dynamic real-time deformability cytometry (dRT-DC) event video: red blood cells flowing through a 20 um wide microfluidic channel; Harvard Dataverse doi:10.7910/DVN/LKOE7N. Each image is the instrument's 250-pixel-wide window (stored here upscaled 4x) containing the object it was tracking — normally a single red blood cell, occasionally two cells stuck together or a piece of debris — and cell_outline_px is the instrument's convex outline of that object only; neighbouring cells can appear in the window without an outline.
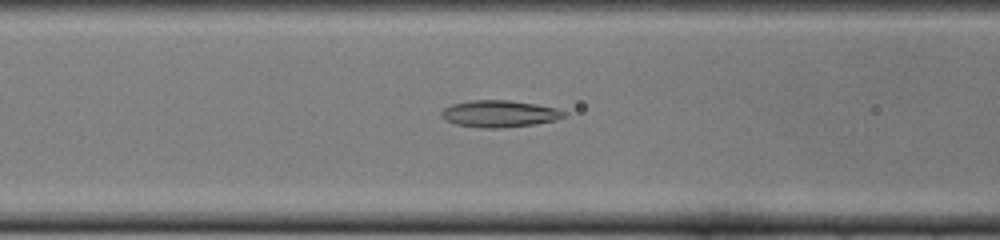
{"species": "common noctule bat (a hibernating species)", "species_latin": "Nyctalus noctula", "temperature_condition": "cold", "stored_images_in_passage": 38, "camera_frame_rate_fps": 3000, "um_per_image_px": 0.085, "animal": {"sex": "female", "body_mass_g": 22.0, "forearm_length_mm": 56.7}, "frame": {"image": 1, "passage_image": 12, "time_ms": 3.667, "image_size_px": [1000, 240], "cell_outline_px": [[568, 112], [564, 116], [556, 120], [536, 124], [500, 128], [480, 128], [456, 124], [440, 116], [440, 112], [444, 108], [452, 104], [472, 100], [508, 100], [536, 104], [556, 108]], "centroid_in_image_um": [42.46, 9.67], "position_along_channel_um": 124.1, "area_um2": 19.19}}
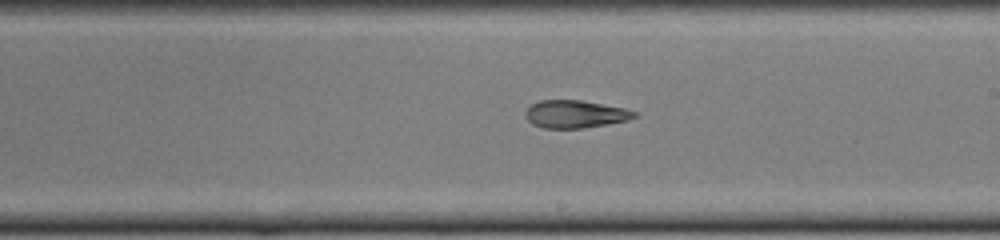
{"frame": {"image": 2, "passage_image": 21, "time_ms": 6.667, "image_size_px": [1000, 240], "cell_outline_px": [[636, 116], [628, 120], [608, 124], [584, 128], [544, 128], [532, 124], [524, 116], [524, 112], [532, 104], [540, 100], [580, 100], [624, 108], [636, 112]], "centroid_in_image_um": [48.86, 9.7], "position_along_channel_um": 240.1, "area_um2": 17.51}}
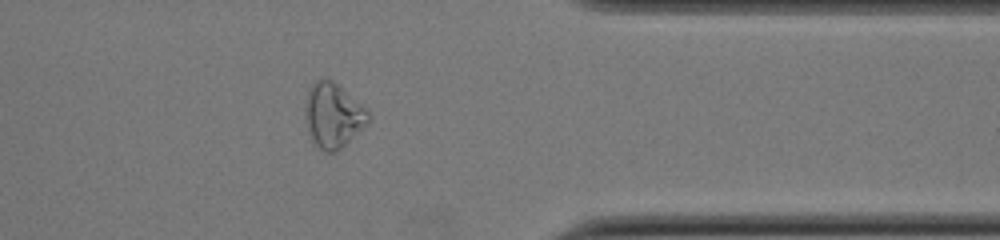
{"frame": {"image": 3, "passage_image": 33, "time_ms": 10.667, "image_size_px": [1000, 240], "cell_outline_px": [[372, 116], [336, 152], [324, 152], [312, 144], [304, 116], [304, 104], [308, 92], [312, 84], [316, 80], [324, 76], [332, 80], [368, 108]], "centroid_in_image_um": [28.27, 9.78], "position_along_channel_um": 383.1, "area_um2": 23.93}, "authors_computed_cell_mechanics": {"area_um2": 19.363, "velocity_mm_per_s": 3.8776, "shape_relaxation_time_tau1_ms": null, "shape_relaxation_time_tau2_ms": 3.2707, "deformation_change_tau1": null, "deformation_change_tau2": 0.1227}}